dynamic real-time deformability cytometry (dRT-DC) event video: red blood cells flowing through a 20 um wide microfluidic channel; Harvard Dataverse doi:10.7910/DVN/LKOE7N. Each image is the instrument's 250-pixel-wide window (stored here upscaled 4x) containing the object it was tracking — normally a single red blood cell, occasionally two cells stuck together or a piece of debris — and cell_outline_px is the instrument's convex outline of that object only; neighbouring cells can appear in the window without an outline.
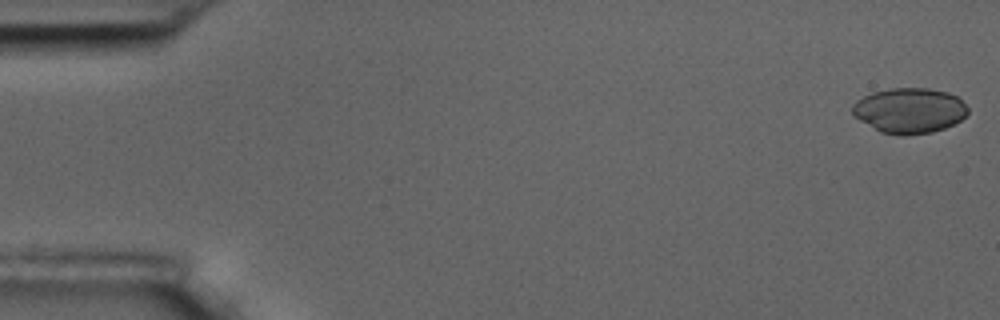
{"species": "common noctule bat (a hibernating species)", "species_latin": "Nyctalus noctula", "temperature_condition": "room temperature", "stored_images_in_passage": 11, "camera_frame_rate_fps": 3000, "um_per_image_px": 0.085, "animal": {"sex": "male", "body_mass_g": 17.5, "forearm_length_mm": 52.3}, "frame": {"image": 1, "passage_image": 1, "time_ms": 0.0, "image_size_px": [1000, 320], "cell_outline_px": [[968, 112], [960, 120], [944, 128], [932, 132], [904, 136], [900, 136], [880, 132], [852, 116], [852, 104], [856, 100], [872, 92], [892, 88], [928, 88], [948, 92], [956, 96], [968, 108]], "centroid_in_image_um": [77.26, 9.4], "position_along_channel_um": 7.7, "area_um2": 30.58}}